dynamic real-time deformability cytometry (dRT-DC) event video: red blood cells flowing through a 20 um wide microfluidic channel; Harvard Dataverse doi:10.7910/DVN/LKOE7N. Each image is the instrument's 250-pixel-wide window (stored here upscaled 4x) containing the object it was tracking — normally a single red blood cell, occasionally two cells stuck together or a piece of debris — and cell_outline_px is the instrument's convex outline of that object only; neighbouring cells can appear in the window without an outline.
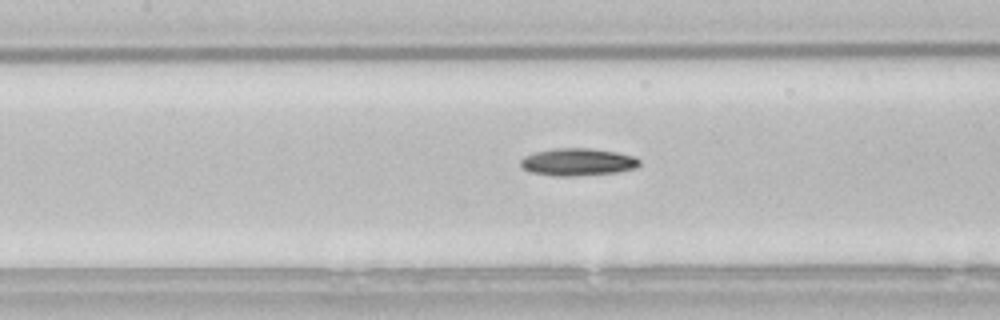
{"species": "common noctule bat (a hibernating species)", "species_latin": "Nyctalus noctula", "temperature_condition": "room temperature", "stored_images_in_passage": 30, "camera_frame_rate_fps": 3000, "um_per_image_px": 0.085, "animal": {"sex": "male", "body_mass_g": 21.5, "forearm_length_mm": 52.0}, "frame": {"image": 1, "passage_image": 10, "time_ms": 3.0, "image_size_px": [1000, 320], "cell_outline_px": [[640, 164], [636, 168], [616, 172], [572, 176], [552, 176], [528, 172], [520, 164], [520, 160], [524, 156], [536, 152], [552, 148], [592, 148], [616, 152], [632, 156], [640, 160]], "centroid_in_image_um": [49.07, 13.77], "position_along_channel_um": 158.3, "area_um2": 19.02}}
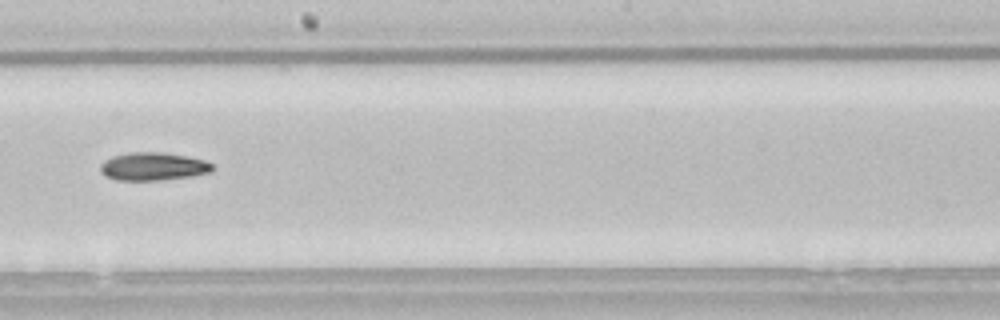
{"frame": {"image": 2, "passage_image": 16, "time_ms": 5.0, "image_size_px": [1000, 320], "cell_outline_px": [[212, 172], [192, 176], [160, 180], [116, 180], [104, 176], [100, 172], [100, 164], [104, 160], [112, 156], [128, 152], [164, 152], [188, 156], [204, 160], [212, 164]], "centroid_in_image_um": [12.98, 14.14], "position_along_channel_um": 235.2, "area_um2": 18.5}}
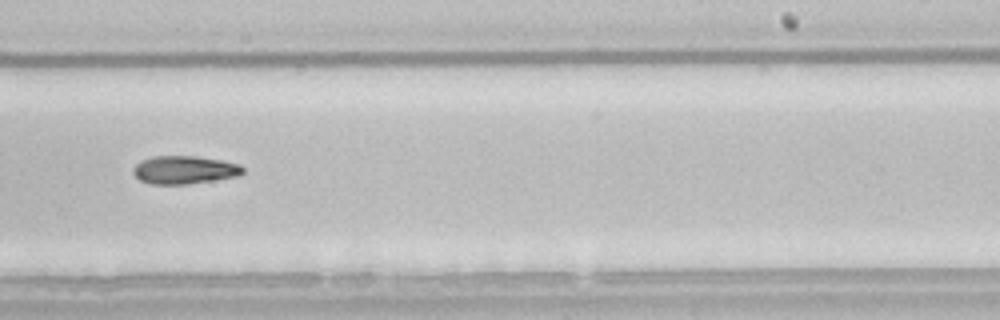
{"frame": {"image": 3, "passage_image": 19, "time_ms": 6.0, "image_size_px": [1000, 320], "cell_outline_px": [[244, 172], [236, 176], [188, 184], [152, 184], [140, 180], [132, 172], [136, 164], [152, 156], [196, 156], [220, 160], [240, 164], [244, 168]], "centroid_in_image_um": [15.68, 14.43], "position_along_channel_um": 273.3, "area_um2": 17.74}}